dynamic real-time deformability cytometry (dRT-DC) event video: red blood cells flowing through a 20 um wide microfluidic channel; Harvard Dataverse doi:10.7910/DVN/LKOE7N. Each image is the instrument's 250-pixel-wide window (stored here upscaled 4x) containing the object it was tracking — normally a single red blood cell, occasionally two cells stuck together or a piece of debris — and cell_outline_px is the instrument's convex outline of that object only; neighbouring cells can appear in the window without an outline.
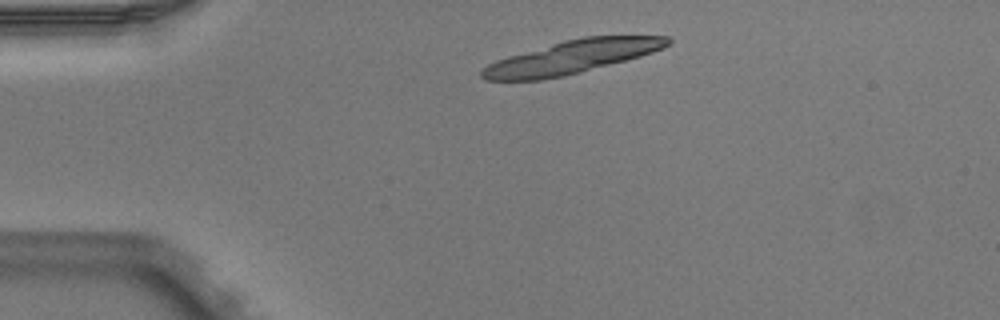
{"species": "Egyptian fruit bat (a non-hibernating species)", "species_latin": "Rousettus aegyptiacus", "temperature_condition": "warm", "stored_images_in_passage": 2, "camera_frame_rate_fps": 3000, "um_per_image_px": 0.085, "animal": {"sex": "male"}, "frame": {"image": 1, "passage_image": 1, "time_ms": 0.0, "image_size_px": [1000, 320], "cell_outline_px": [[672, 44], [664, 48], [640, 56], [564, 76], [540, 80], [484, 80], [480, 76], [480, 72], [488, 64], [496, 60], [508, 56], [564, 40], [584, 36], [668, 36], [672, 40]], "centroid_in_image_um": [48.6, 4.84], "position_along_channel_um": 36.4, "area_um2": 35.66}}